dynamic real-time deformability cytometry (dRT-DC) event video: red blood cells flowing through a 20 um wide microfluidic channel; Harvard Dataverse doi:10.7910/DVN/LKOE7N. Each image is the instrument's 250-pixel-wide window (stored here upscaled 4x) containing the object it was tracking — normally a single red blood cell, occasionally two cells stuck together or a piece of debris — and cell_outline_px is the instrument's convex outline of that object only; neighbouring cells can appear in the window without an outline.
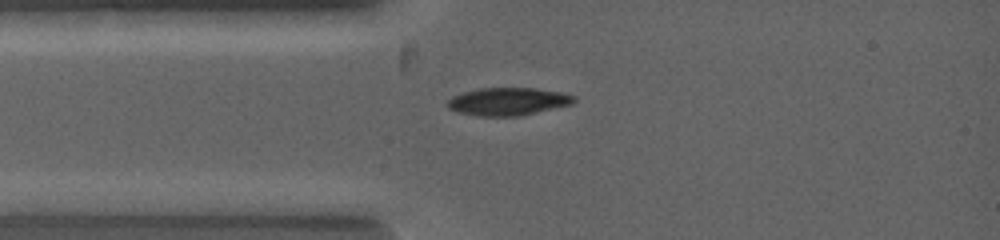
{"species": "common noctule bat (a hibernating species)", "species_latin": "Nyctalus noctula", "temperature_condition": "warm", "stored_images_in_passage": 9, "camera_frame_rate_fps": 5000, "um_per_image_px": 0.085, "animal": {"sex": "female", "body_mass_g": 19.0, "forearm_length_mm": 53.3}, "frame": {"image": 1, "passage_image": 1, "time_ms": 0.0, "image_size_px": [1000, 240], "cell_outline_px": [[576, 100], [572, 104], [524, 116], [476, 116], [460, 112], [448, 108], [448, 100], [452, 96], [464, 92], [480, 88], [532, 88], [560, 92], [572, 96]], "centroid_in_image_um": [43.18, 8.64], "position_along_channel_um": 41.8, "area_um2": 20.4}}
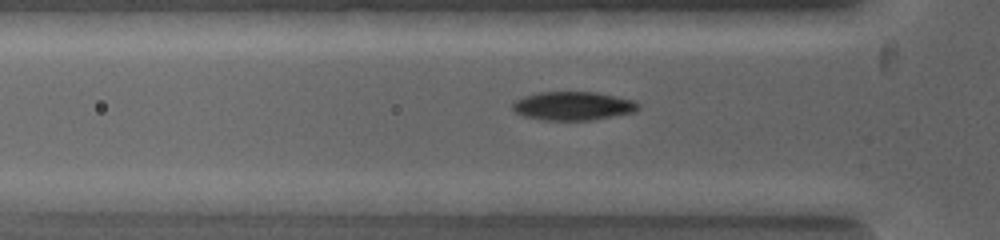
{"frame": {"image": 2, "passage_image": 3, "time_ms": 0.6, "image_size_px": [1000, 240], "cell_outline_px": [[640, 108], [636, 112], [592, 120], [544, 120], [524, 116], [516, 112], [512, 108], [512, 104], [516, 100], [524, 96], [540, 92], [592, 92], [632, 100], [640, 104]], "centroid_in_image_um": [48.71, 9.01], "position_along_channel_um": 77.1, "area_um2": 20.81}}
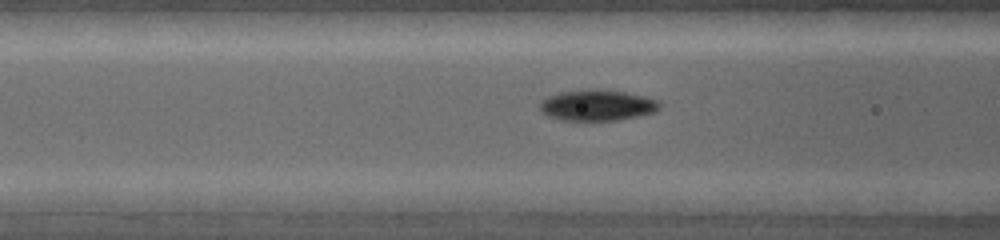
{"frame": {"image": 3, "passage_image": 5, "time_ms": 1.2, "image_size_px": [1000, 240], "cell_outline_px": [[660, 108], [656, 112], [620, 120], [592, 124], [588, 124], [560, 120], [548, 116], [540, 108], [540, 104], [544, 100], [552, 96], [564, 92], [624, 92], [644, 96], [656, 100], [660, 104]], "centroid_in_image_um": [50.81, 9.06], "position_along_channel_um": 115.8, "area_um2": 21.33}}